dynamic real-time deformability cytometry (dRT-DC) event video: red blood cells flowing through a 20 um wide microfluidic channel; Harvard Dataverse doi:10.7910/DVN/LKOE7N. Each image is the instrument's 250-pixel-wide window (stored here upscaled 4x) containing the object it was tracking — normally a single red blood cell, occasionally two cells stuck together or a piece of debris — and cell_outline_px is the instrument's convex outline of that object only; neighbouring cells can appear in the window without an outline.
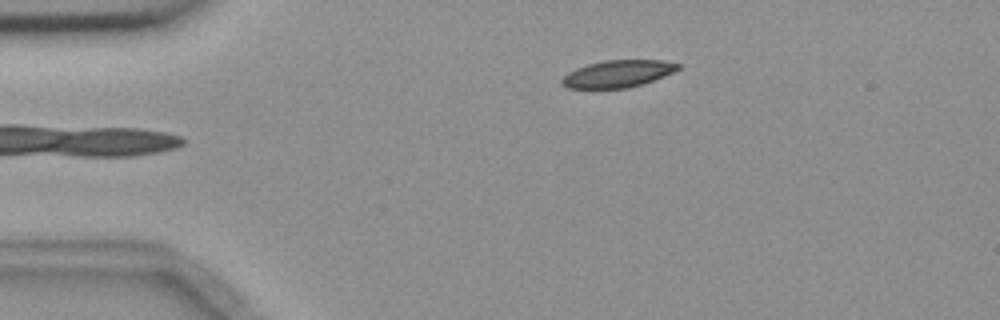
{"species": "common noctule bat (a hibernating species)", "species_latin": "Nyctalus noctula", "temperature_condition": "room temperature", "stored_images_in_passage": 5, "camera_frame_rate_fps": 3000, "um_per_image_px": 0.085, "animal": {"sex": "female", "body_mass_g": 18.4}, "frame": {"image": 1, "passage_image": 5, "time_ms": 4.667, "image_size_px": [1000, 320], "cell_outline_px": [[680, 68], [676, 72], [628, 88], [568, 88], [560, 84], [560, 80], [568, 72], [576, 68], [588, 64], [604, 60], [664, 60], [680, 64]], "centroid_in_image_um": [52.51, 6.26], "position_along_channel_um": 32.5, "area_um2": 18.38}}